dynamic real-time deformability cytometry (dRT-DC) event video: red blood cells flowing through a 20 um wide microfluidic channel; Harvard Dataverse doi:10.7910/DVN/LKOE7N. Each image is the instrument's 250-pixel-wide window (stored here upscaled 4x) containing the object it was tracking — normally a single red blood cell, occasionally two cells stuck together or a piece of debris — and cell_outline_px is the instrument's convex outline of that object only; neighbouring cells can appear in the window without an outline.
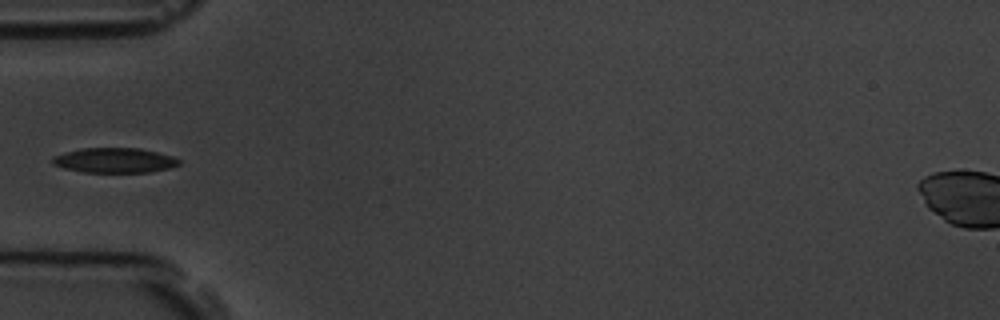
{"species": "common noctule bat (a hibernating species)", "species_latin": "Nyctalus noctula", "temperature_condition": "room temperature", "stored_images_in_passage": 6, "camera_frame_rate_fps": 3000, "um_per_image_px": 0.085, "animal": {"sex": "male", "body_mass_g": 19.5, "forearm_length_mm": 54.6}, "frame": {"image": 1, "passage_image": 5, "time_ms": 4.667, "image_size_px": [1000, 320], "cell_outline_px": [[180, 164], [168, 168], [148, 172], [84, 172], [64, 168], [52, 164], [52, 156], [64, 152], [80, 148], [140, 148], [172, 156], [180, 160]], "centroid_in_image_um": [9.7, 13.62], "position_along_channel_um": 75.3, "area_um2": 18.32}}
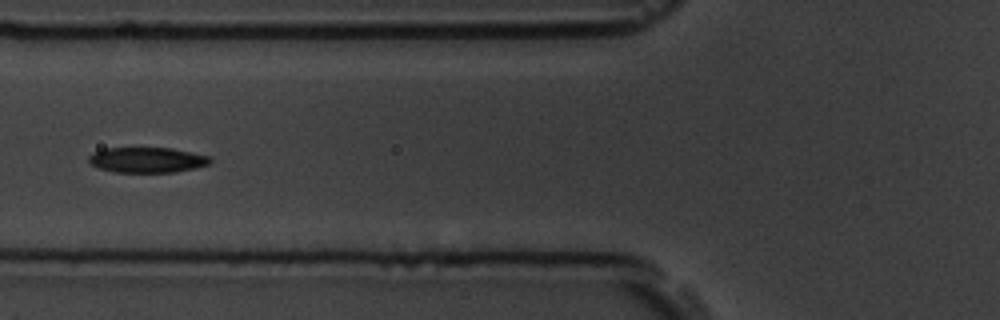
{"frame": {"image": 2, "passage_image": 6, "time_ms": 5.667, "image_size_px": [1000, 320], "cell_outline_px": [[212, 160], [208, 164], [196, 168], [172, 172], [116, 172], [100, 168], [92, 164], [88, 160], [88, 156], [92, 152], [104, 148], [172, 148], [212, 156]], "centroid_in_image_um": [12.52, 13.58], "position_along_channel_um": 113.3, "area_um2": 17.98}}